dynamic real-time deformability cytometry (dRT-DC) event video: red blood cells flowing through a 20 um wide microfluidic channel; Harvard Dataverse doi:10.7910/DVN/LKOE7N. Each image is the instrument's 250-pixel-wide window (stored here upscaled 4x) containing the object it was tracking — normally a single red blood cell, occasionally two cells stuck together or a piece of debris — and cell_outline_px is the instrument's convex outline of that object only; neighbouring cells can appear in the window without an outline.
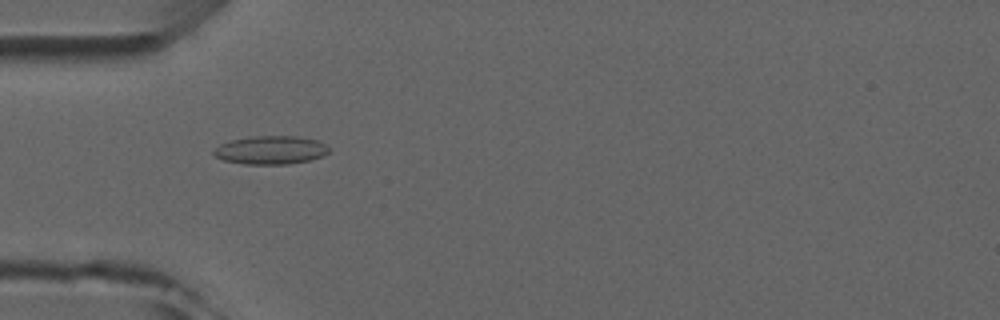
{"species": "common noctule bat (a hibernating species)", "species_latin": "Nyctalus noctula", "temperature_condition": "room temperature", "stored_images_in_passage": 6, "camera_frame_rate_fps": 3000, "um_per_image_px": 0.085, "animal": {"sex": "male", "forearm_length_mm": 52.5}, "frame": {"image": 1, "passage_image": 4, "time_ms": 4.333, "image_size_px": [1000, 320], "cell_outline_px": [[332, 148], [324, 156], [312, 160], [288, 164], [244, 164], [224, 160], [216, 156], [212, 152], [212, 148], [220, 144], [232, 140], [252, 136], [296, 136], [316, 140]], "centroid_in_image_um": [23.03, 12.76], "position_along_channel_um": 62.0, "area_um2": 19.19}}
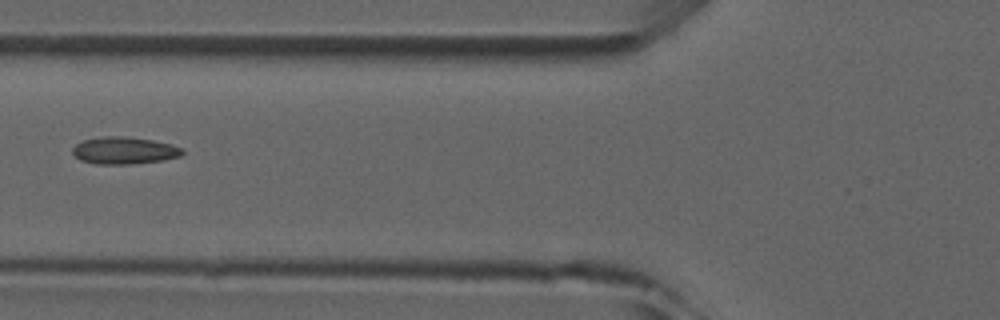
{"frame": {"image": 2, "passage_image": 5, "time_ms": 5.667, "image_size_px": [1000, 320], "cell_outline_px": [[184, 152], [180, 156], [164, 160], [128, 164], [96, 164], [80, 160], [72, 152], [72, 148], [76, 144], [84, 140], [100, 136], [124, 136], [152, 140], [172, 144], [184, 148]], "centroid_in_image_um": [10.57, 12.79], "position_along_channel_um": 115.2, "area_um2": 17.46}}
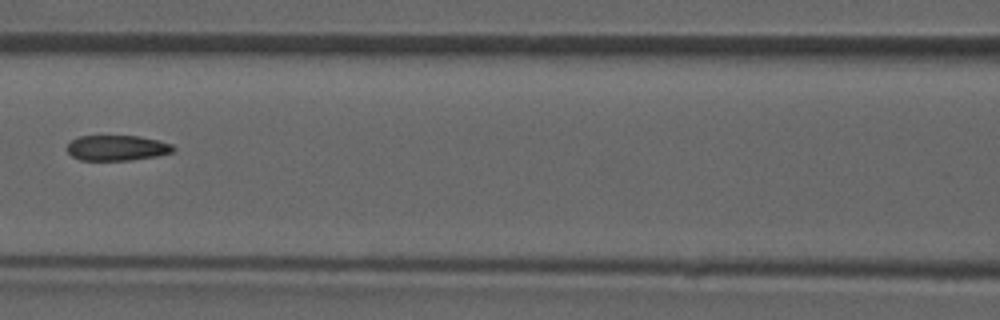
{"frame": {"image": 3, "passage_image": 6, "time_ms": 6.667, "image_size_px": [1000, 320], "cell_outline_px": [[176, 148], [172, 152], [156, 156], [132, 160], [80, 160], [72, 156], [68, 152], [68, 144], [72, 140], [80, 136], [140, 136], [160, 140], [172, 144]], "centroid_in_image_um": [9.98, 12.57], "position_along_channel_um": 156.6, "area_um2": 15.72}}